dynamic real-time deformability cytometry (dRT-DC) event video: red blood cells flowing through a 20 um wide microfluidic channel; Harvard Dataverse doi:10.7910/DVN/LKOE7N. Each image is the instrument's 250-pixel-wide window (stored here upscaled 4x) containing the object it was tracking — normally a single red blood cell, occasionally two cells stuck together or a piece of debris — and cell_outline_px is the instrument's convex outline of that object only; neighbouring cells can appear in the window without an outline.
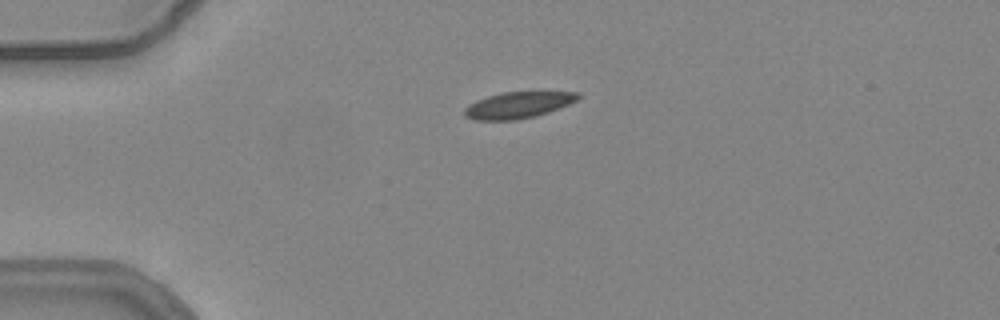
{"species": "common noctule bat (a hibernating species)", "species_latin": "Nyctalus noctula", "temperature_condition": "warm", "stored_images_in_passage": 4, "camera_frame_rate_fps": 3000, "um_per_image_px": 0.085, "animal": {"sex": "female", "body_mass_g": 24.6, "forearm_length_mm": 56.2}, "frame": {"image": 1, "passage_image": 1, "time_ms": 0.0, "image_size_px": [1000, 320], "cell_outline_px": [[580, 96], [576, 100], [568, 104], [548, 112], [516, 120], [476, 120], [464, 116], [464, 108], [468, 104], [476, 100], [500, 92], [580, 92]], "centroid_in_image_um": [43.98, 8.92], "position_along_channel_um": 41.0, "area_um2": 17.28}}